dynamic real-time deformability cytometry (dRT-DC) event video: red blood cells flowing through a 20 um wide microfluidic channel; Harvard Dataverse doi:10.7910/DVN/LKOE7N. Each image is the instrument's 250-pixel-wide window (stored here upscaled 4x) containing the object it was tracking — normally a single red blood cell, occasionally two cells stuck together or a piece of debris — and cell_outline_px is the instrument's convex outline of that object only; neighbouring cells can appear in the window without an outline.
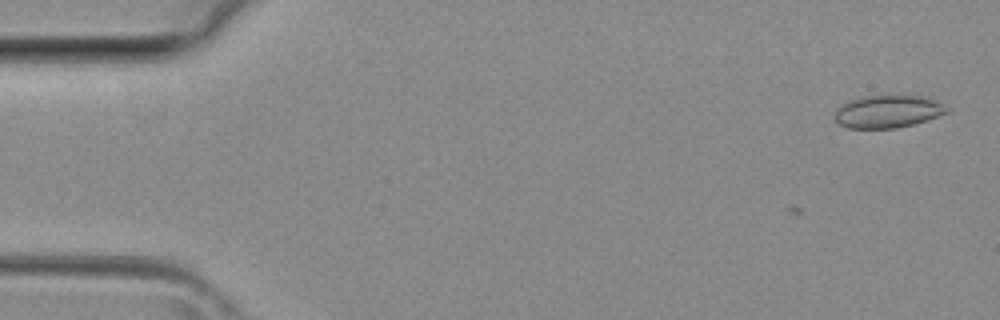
{"species": "common noctule bat (a hibernating species)", "species_latin": "Nyctalus noctula", "temperature_condition": "room temperature", "stored_images_in_passage": 3, "camera_frame_rate_fps": 3000, "um_per_image_px": 0.085, "animal": {"sex": "female", "body_mass_g": 29.2, "forearm_length_mm": 56.3}, "frame": {"image": 1, "passage_image": 3, "time_ms": 0.667, "image_size_px": [1000, 320], "cell_outline_px": [[952, 108], [948, 112], [928, 120], [896, 128], [848, 128], [840, 124], [836, 120], [836, 108], [848, 100], [860, 96], [892, 92], [924, 96], [936, 100]], "centroid_in_image_um": [75.51, 9.41], "position_along_channel_um": 9.5, "area_um2": 22.31}}